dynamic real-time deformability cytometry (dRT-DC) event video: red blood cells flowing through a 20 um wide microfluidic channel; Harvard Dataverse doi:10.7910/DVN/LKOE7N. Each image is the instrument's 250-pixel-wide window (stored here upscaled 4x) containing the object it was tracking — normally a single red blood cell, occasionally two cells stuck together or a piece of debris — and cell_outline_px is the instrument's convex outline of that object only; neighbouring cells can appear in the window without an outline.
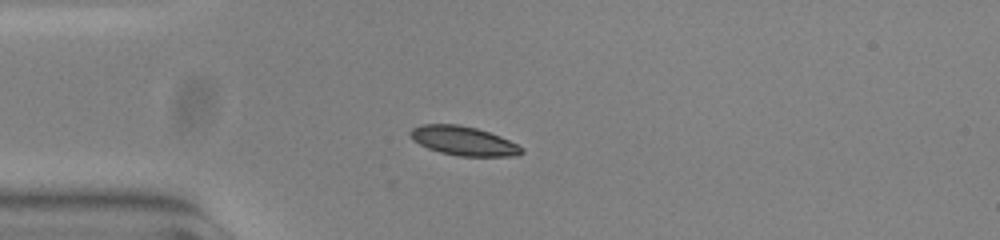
{"species": "common noctule bat (a hibernating species)", "species_latin": "Nyctalus noctula", "temperature_condition": "warm", "stored_images_in_passage": 41, "camera_frame_rate_fps": 3000, "um_per_image_px": 0.085, "animal": {"sex": "female", "body_mass_g": 23.0, "forearm_length_mm": 53.4}, "frame": {"image": 1, "passage_image": 1, "time_ms": 0.0, "image_size_px": [1000, 240], "cell_outline_px": [[524, 152], [516, 156], [460, 156], [440, 152], [428, 148], [412, 140], [408, 132], [412, 128], [420, 124], [460, 124], [476, 128], [500, 136], [524, 148]], "centroid_in_image_um": [39.37, 11.97], "position_along_channel_um": 45.6, "area_um2": 18.9}}
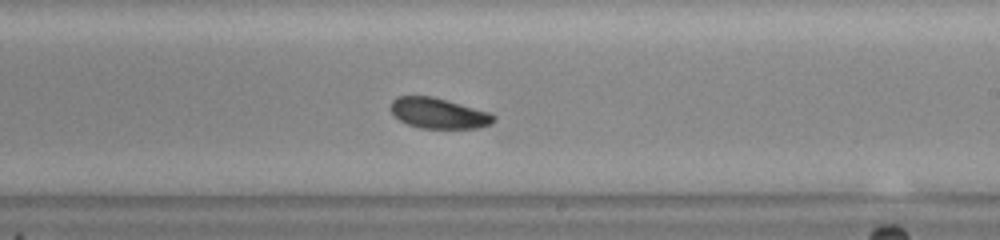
{"frame": {"image": 2, "passage_image": 19, "time_ms": 6.0, "image_size_px": [1000, 240], "cell_outline_px": [[496, 120], [492, 124], [480, 128], [420, 128], [408, 124], [400, 120], [392, 112], [392, 100], [396, 96], [432, 96], [492, 112], [496, 116]], "centroid_in_image_um": [37.36, 9.63], "position_along_channel_um": 251.6, "area_um2": 18.44}}
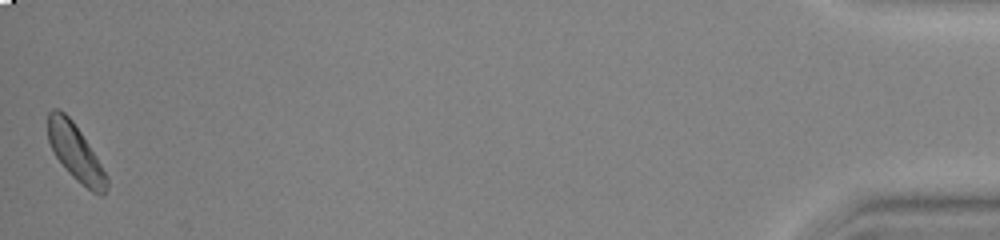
{"frame": {"image": 3, "passage_image": 41, "time_ms": 13.333, "image_size_px": [1000, 240], "cell_outline_px": [[108, 188], [104, 196], [100, 196], [92, 192], [76, 180], [68, 172], [56, 156], [48, 140], [48, 112], [52, 108], [60, 108], [72, 120], [96, 156], [108, 176]], "centroid_in_image_um": [6.44, 12.98], "position_along_channel_um": 428.8, "area_um2": 19.25}, "authors_computed_cell_mechanics": {"area_um2": 19.074, "velocity_mm_per_s": 3.7403, "shape_relaxation_time_tau1_ms": 1.2885, "shape_relaxation_time_tau2_ms": null, "deformation_change_tau1": 0.0607, "deformation_change_tau2": null}}